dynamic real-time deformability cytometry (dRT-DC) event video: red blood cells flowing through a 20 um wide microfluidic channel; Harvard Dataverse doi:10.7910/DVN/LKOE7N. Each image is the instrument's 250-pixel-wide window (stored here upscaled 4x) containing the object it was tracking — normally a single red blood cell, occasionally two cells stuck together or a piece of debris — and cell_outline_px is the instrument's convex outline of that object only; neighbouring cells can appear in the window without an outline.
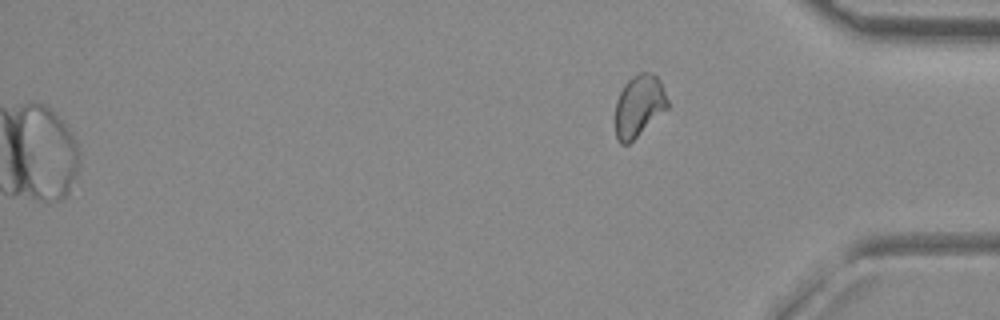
{"species": "common noctule bat (a hibernating species)", "species_latin": "Nyctalus noctula", "temperature_condition": "room temperature", "stored_images_in_passage": 50, "camera_frame_rate_fps": 3000, "um_per_image_px": 0.085, "animal": {"sex": "female", "body_mass_g": 29.2, "forearm_length_mm": 56.3}, "frame": {"image": 1, "passage_image": 50, "time_ms": 16.333, "image_size_px": [1000, 320], "cell_outline_px": [[668, 108], [628, 144], [620, 144], [616, 136], [616, 100], [624, 84], [632, 76], [640, 72], [652, 72], [660, 80], [668, 100]], "centroid_in_image_um": [54.31, 8.97], "position_along_channel_um": 380.9, "area_um2": 18.73}}